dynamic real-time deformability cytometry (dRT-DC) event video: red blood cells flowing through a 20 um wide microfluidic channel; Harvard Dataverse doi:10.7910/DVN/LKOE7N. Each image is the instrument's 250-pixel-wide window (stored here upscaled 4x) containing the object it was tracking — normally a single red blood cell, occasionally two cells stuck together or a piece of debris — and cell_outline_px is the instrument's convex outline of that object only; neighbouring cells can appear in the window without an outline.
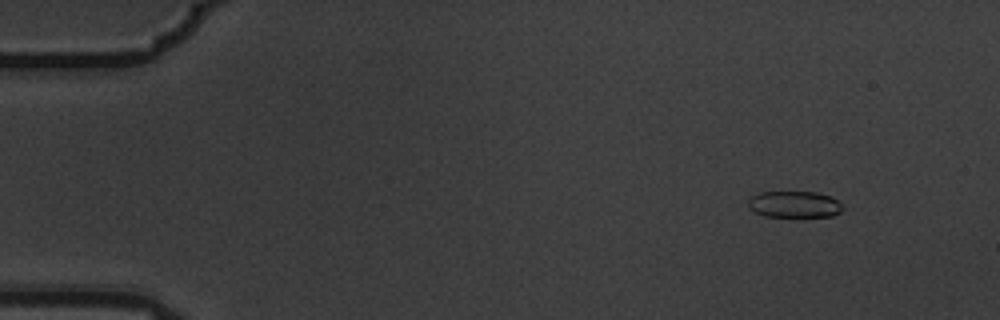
{"species": "common noctule bat (a hibernating species)", "species_latin": "Nyctalus noctula", "temperature_condition": "warm", "stored_images_in_passage": 4, "camera_frame_rate_fps": 3000, "um_per_image_px": 0.085, "animal": {"sex": "male", "body_mass_g": 19.5, "forearm_length_mm": 54.6}, "frame": {"image": 1, "passage_image": 1, "time_ms": 0.0, "image_size_px": [1000, 320], "cell_outline_px": [[844, 208], [840, 212], [832, 216], [764, 216], [756, 212], [748, 204], [748, 200], [752, 196], [760, 192], [816, 192], [832, 196]], "centroid_in_image_um": [67.54, 17.36], "position_along_channel_um": 17.5, "area_um2": 14.39}}